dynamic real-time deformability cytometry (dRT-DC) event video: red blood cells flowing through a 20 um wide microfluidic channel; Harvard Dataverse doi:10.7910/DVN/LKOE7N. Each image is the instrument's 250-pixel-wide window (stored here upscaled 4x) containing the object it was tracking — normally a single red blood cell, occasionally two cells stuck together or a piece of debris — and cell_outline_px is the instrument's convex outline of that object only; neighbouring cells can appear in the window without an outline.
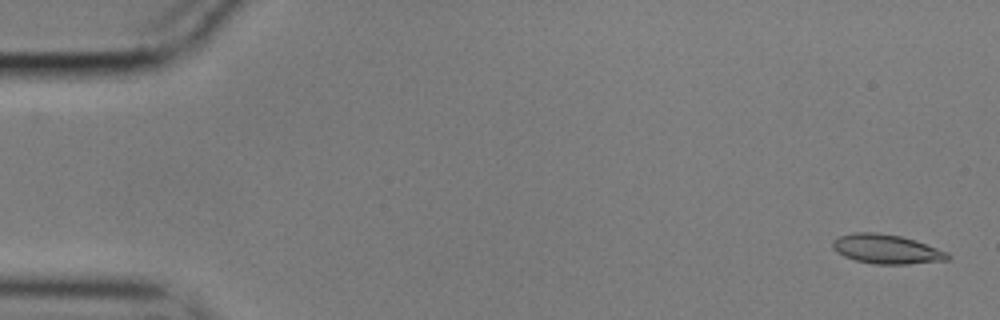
{"species": "common noctule bat (a hibernating species)", "species_latin": "Nyctalus noctula", "temperature_condition": "cold", "stored_images_in_passage": 56, "camera_frame_rate_fps": 3000, "um_per_image_px": 0.085, "animal": {"sex": "male", "body_mass_g": 17.9}, "frame": {"image": 1, "passage_image": 2, "time_ms": 0.333, "image_size_px": [1000, 320], "cell_outline_px": [[952, 256], [948, 260], [908, 264], [876, 264], [856, 260], [844, 256], [836, 252], [832, 248], [832, 240], [840, 236], [852, 232], [876, 232], [900, 236], [916, 240], [948, 252]], "centroid_in_image_um": [75.36, 21.17], "position_along_channel_um": 9.6, "area_um2": 19.77}}
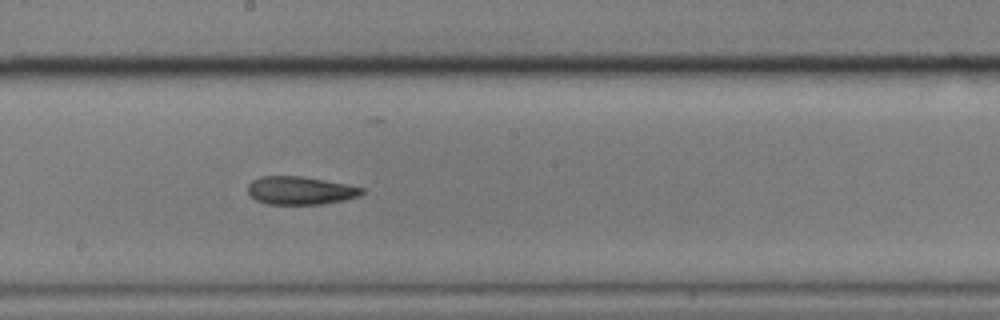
{"frame": {"image": 2, "passage_image": 31, "time_ms": 10.0, "image_size_px": [1000, 320], "cell_outline_px": [[364, 192], [360, 196], [344, 200], [324, 204], [268, 204], [256, 200], [248, 192], [248, 184], [252, 180], [260, 176], [304, 176], [364, 188]], "centroid_in_image_um": [25.52, 16.19], "position_along_channel_um": 222.7, "area_um2": 18.67}}
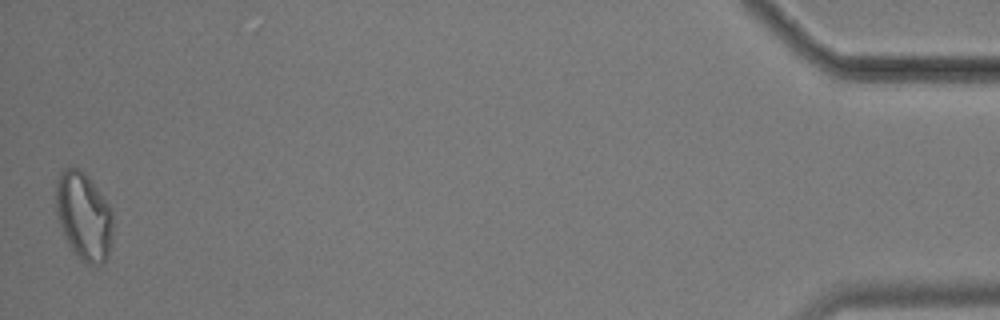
{"frame": {"image": 3, "passage_image": 56, "time_ms": 18.333, "image_size_px": [1000, 320], "cell_outline_px": [[112, 240], [104, 264], [88, 264], [80, 260], [72, 252], [64, 236], [56, 216], [56, 180], [60, 172], [64, 168], [76, 168], [84, 172], [92, 180], [104, 196], [112, 212]], "centroid_in_image_um": [7.11, 18.38], "position_along_channel_um": 428.1, "area_um2": 29.54}, "authors_computed_cell_mechanics": {"area_um2": 19.2763, "velocity_mm_per_s": 3.5307, "shape_relaxation_time_tau1_ms": 8.4756, "shape_relaxation_time_tau2_ms": 5.1243, "deformation_change_tau1": 0.1828, "deformation_change_tau2": 0.1312}}